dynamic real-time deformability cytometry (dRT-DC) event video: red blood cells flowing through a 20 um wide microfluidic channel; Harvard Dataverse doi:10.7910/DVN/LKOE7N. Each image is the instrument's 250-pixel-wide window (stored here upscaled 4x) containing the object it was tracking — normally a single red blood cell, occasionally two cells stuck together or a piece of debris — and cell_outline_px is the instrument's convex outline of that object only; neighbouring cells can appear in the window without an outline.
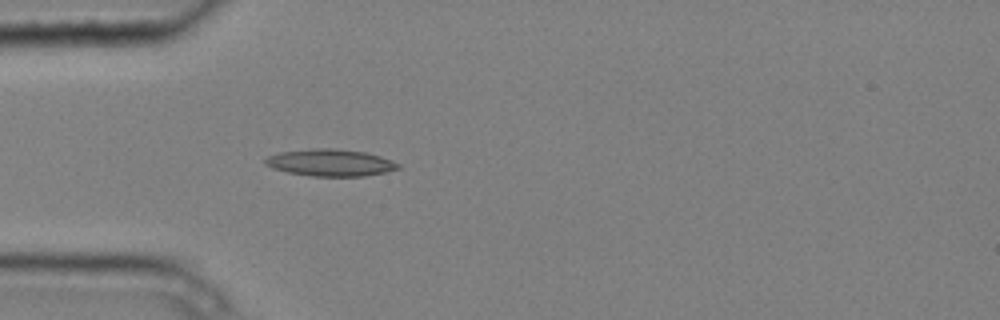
{"species": "common noctule bat (a hibernating species)", "species_latin": "Nyctalus noctula", "temperature_condition": "cold", "stored_images_in_passage": 3, "camera_frame_rate_fps": 3000, "um_per_image_px": 0.085, "animal": {"sex": "male", "body_mass_g": 20.4}, "frame": {"image": 1, "passage_image": 3, "time_ms": 0.667, "image_size_px": [1000, 320], "cell_outline_px": [[400, 168], [384, 172], [364, 176], [312, 176], [288, 172], [272, 168], [264, 164], [264, 160], [268, 156], [280, 152], [312, 148], [336, 148], [364, 152], [380, 156], [392, 160], [400, 164]], "centroid_in_image_um": [28.07, 13.82], "position_along_channel_um": 56.9, "area_um2": 20.87}}